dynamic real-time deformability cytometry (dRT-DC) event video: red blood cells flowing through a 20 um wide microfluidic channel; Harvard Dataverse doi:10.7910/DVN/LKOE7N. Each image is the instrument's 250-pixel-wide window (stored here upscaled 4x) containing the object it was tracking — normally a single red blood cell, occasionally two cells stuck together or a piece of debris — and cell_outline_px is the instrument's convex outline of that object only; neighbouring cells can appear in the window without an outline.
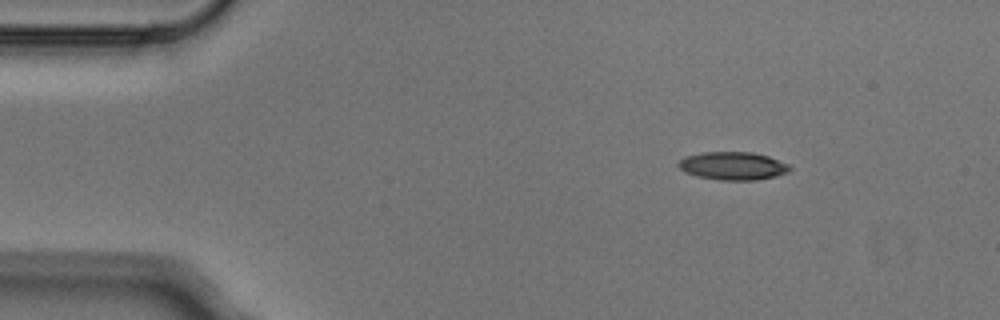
{"species": "Egyptian fruit bat (a non-hibernating species)", "species_latin": "Rousettus aegyptiacus", "temperature_condition": "cold", "stored_images_in_passage": 2, "camera_frame_rate_fps": 3000, "um_per_image_px": 0.085, "animal": {"sex": "male"}, "frame": {"image": 1, "passage_image": 1, "time_ms": 0.0, "image_size_px": [1000, 320], "cell_outline_px": [[792, 168], [788, 172], [776, 176], [756, 180], [720, 180], [696, 176], [684, 172], [676, 164], [684, 156], [704, 152], [752, 152], [768, 156], [788, 164]], "centroid_in_image_um": [62.28, 14.1], "position_along_channel_um": 22.7, "area_um2": 18.26}}